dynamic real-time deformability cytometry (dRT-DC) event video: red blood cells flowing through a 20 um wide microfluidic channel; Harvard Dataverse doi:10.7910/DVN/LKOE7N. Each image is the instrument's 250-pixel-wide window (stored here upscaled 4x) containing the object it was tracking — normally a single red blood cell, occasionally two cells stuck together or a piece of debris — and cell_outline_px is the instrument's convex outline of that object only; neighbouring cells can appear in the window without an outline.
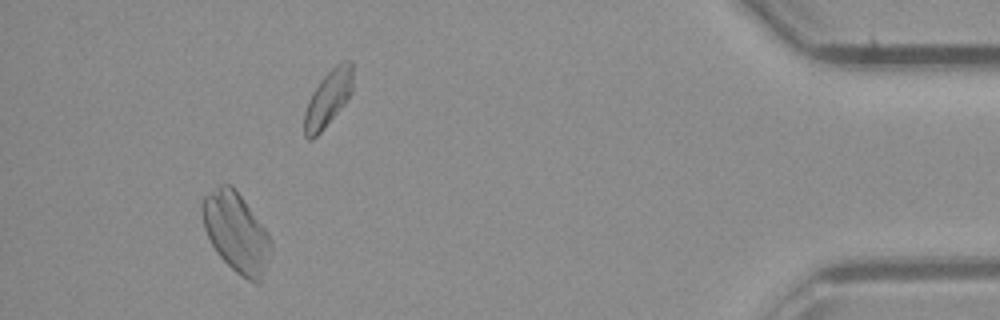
{"species": "common noctule bat (a hibernating species)", "species_latin": "Nyctalus noctula", "temperature_condition": "room temperature", "stored_images_in_passage": 32, "segment_of_instrument_passage": [1, 2], "camera_frame_rate_fps": 3000, "um_per_image_px": 0.085, "animal": {"sex": "male", "body_mass_g": 23.1, "forearm_length_mm": 52.7}, "frame": {"image": 1, "passage_image": 28, "time_ms": 9.0, "image_size_px": [1000, 320], "cell_outline_px": [[272, 248], [260, 284], [256, 284], [240, 276], [216, 252], [204, 228], [200, 212], [200, 200], [204, 196], [220, 184], [232, 184], [236, 188], [268, 232], [272, 240]], "centroid_in_image_um": [20.07, 19.73], "position_along_channel_um": 415.1, "area_um2": 32.19}}